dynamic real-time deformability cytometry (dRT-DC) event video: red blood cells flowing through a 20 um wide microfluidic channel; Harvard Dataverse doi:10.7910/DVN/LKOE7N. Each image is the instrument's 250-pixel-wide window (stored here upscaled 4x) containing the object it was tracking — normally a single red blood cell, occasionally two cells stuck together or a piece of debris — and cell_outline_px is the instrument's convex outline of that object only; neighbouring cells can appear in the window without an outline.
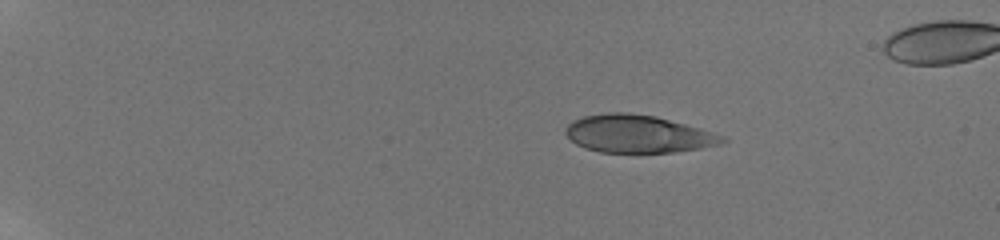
{"species": "human", "species_latin": "Homo sapiens", "temperature_condition": "room temperature", "stored_images_in_passage": 15, "camera_frame_rate_fps": 3000, "um_per_image_px": 0.085, "donor": {"sex": "male"}, "frame": {"image": 1, "passage_image": 1, "time_ms": 0.0, "image_size_px": [1000, 240], "cell_outline_px": [[728, 140], [720, 144], [700, 148], [676, 152], [600, 152], [584, 148], [576, 144], [564, 132], [564, 128], [568, 124], [584, 116], [608, 112], [628, 112], [656, 116], [700, 128], [724, 136]], "centroid_in_image_um": [54.22, 11.38], "position_along_channel_um": 30.8, "area_um2": 34.33}}
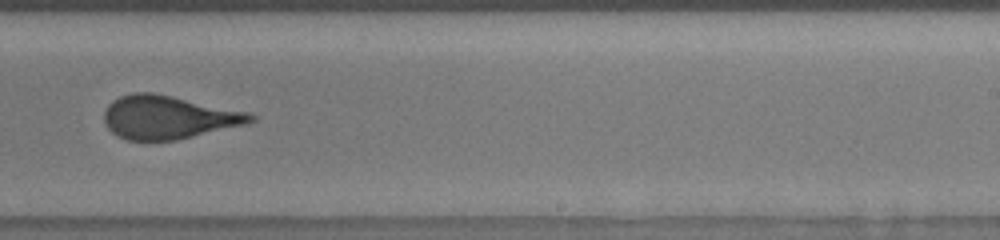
{"frame": {"image": 2, "passage_image": 13, "time_ms": 9.333, "image_size_px": [1000, 240], "cell_outline_px": [[256, 120], [248, 124], [176, 140], [128, 140], [116, 136], [104, 124], [104, 112], [108, 104], [112, 100], [120, 96], [132, 92], [152, 92], [252, 112], [256, 116]], "centroid_in_image_um": [14.33, 9.96], "position_along_channel_um": 274.7, "area_um2": 37.34}}
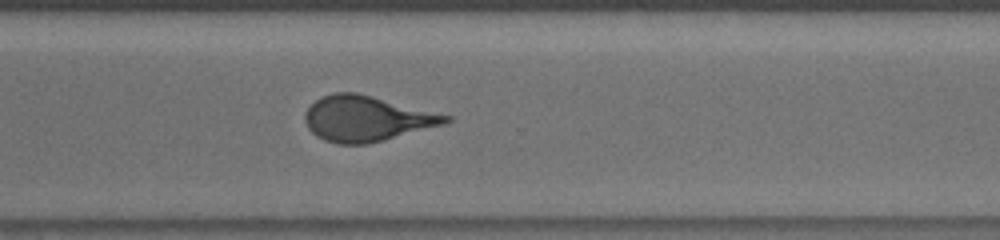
{"frame": {"image": 3, "passage_image": 15, "time_ms": 11.0, "image_size_px": [1000, 240], "cell_outline_px": [[452, 120], [444, 124], [368, 144], [336, 144], [324, 140], [316, 136], [308, 128], [304, 120], [304, 116], [308, 108], [316, 100], [332, 92], [356, 92], [452, 116]], "centroid_in_image_um": [31.14, 10.08], "position_along_channel_um": 339.5, "area_um2": 36.99}}